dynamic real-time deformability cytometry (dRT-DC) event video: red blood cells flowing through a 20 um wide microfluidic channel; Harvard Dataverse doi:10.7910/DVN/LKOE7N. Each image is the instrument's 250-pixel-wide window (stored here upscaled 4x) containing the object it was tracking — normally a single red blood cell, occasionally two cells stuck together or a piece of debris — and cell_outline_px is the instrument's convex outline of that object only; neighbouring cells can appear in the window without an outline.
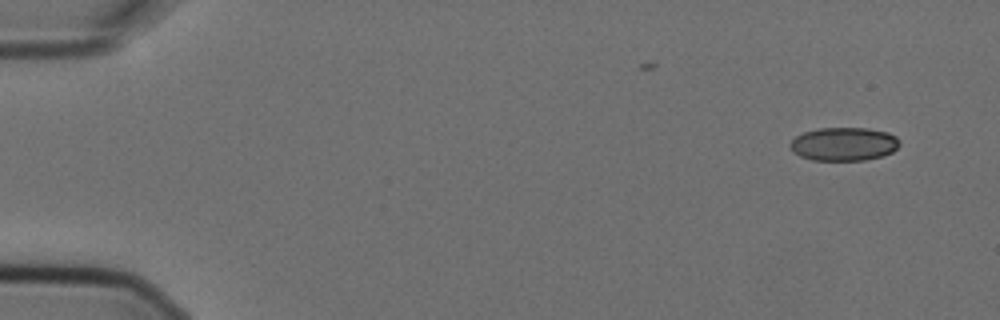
{"species": "Egyptian fruit bat (a non-hibernating species)", "species_latin": "Rousettus aegyptiacus", "temperature_condition": "cold", "stored_images_in_passage": 2, "camera_frame_rate_fps": 3000, "um_per_image_px": 0.085, "animal": {"sex": "female"}, "frame": {"image": 1, "passage_image": 2, "time_ms": 0.333, "image_size_px": [1000, 320], "cell_outline_px": [[900, 144], [892, 152], [884, 156], [864, 160], [812, 160], [800, 156], [792, 152], [788, 144], [796, 136], [804, 132], [820, 128], [868, 128], [888, 132], [896, 136], [900, 140]], "centroid_in_image_um": [71.73, 12.24], "position_along_channel_um": 13.3, "area_um2": 21.5}}